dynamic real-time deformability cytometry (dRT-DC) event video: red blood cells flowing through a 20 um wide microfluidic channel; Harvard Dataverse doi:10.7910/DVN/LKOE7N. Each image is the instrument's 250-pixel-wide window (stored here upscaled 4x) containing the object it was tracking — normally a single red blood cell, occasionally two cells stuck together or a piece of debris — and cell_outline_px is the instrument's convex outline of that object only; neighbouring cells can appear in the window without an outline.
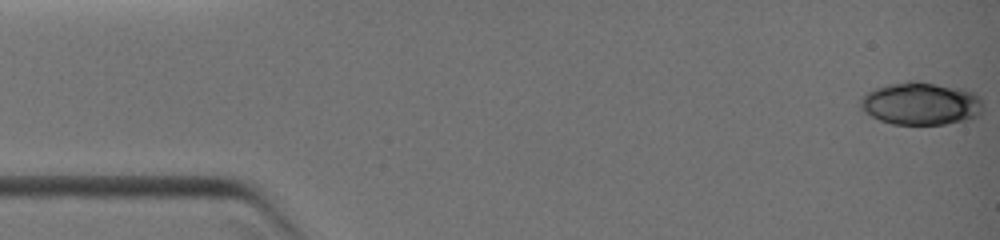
{"species": "common noctule bat (a hibernating species)", "species_latin": "Nyctalus noctula", "temperature_condition": "warm", "stored_images_in_passage": 40, "camera_frame_rate_fps": 3000, "um_per_image_px": 0.085, "animal": {"sex": "female", "body_mass_g": 19.0, "forearm_length_mm": 51.5}, "frame": {"image": 1, "passage_image": 1, "time_ms": 0.0, "image_size_px": [1000, 240], "cell_outline_px": [[980, 112], [976, 116], [964, 120], [944, 124], [892, 124], [880, 120], [872, 116], [860, 104], [860, 100], [868, 92], [876, 88], [888, 84], [908, 80], [916, 80], [960, 88], [972, 92], [980, 100]], "centroid_in_image_um": [78.25, 8.79], "position_along_channel_um": 6.8, "area_um2": 29.94}}
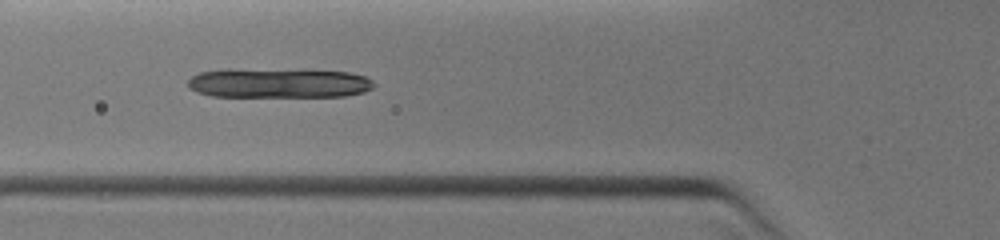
{"frame": {"image": 2, "passage_image": 15, "time_ms": 4.667, "image_size_px": [1000, 240], "cell_outline_px": [[376, 84], [372, 88], [364, 92], [344, 96], [212, 96], [196, 92], [188, 88], [188, 80], [192, 76], [200, 72], [228, 68], [348, 72], [364, 76], [372, 80]], "centroid_in_image_um": [23.63, 7.06], "position_along_channel_um": 102.2, "area_um2": 32.08}}
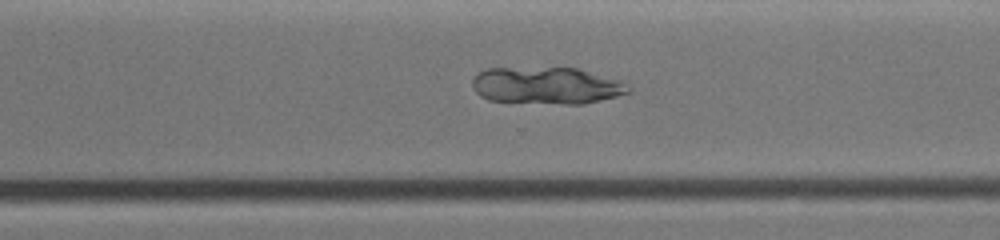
{"frame": {"image": 3, "passage_image": 29, "time_ms": 9.333, "image_size_px": [1000, 240], "cell_outline_px": [[632, 92], [584, 104], [564, 104], [488, 100], [480, 96], [472, 88], [472, 80], [480, 72], [488, 68], [576, 68], [624, 80], [632, 88]], "centroid_in_image_um": [46.52, 7.27], "position_along_channel_um": 324.1, "area_um2": 33.81}}